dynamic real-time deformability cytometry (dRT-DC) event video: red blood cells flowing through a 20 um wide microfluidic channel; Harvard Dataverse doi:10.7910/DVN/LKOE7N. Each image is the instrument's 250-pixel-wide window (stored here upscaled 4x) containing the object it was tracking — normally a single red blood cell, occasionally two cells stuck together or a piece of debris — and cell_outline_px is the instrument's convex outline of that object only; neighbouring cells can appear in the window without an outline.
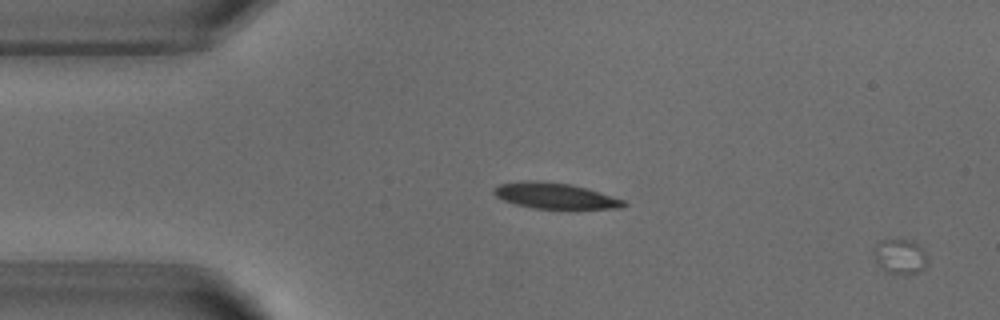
{"species": "common noctule bat (a hibernating species)", "species_latin": "Nyctalus noctula", "temperature_condition": "warm", "stored_images_in_passage": 3, "segment_of_instrument_passage": [2, 2], "camera_frame_rate_fps": 3000, "um_per_image_px": 0.085, "animal": {"sex": "male", "body_mass_g": 18.8}, "frame": {"image": 1, "passage_image": 3, "time_ms": 2.333, "image_size_px": [1000, 320], "cell_outline_px": [[928, 264], [924, 268], [908, 276], [900, 276], [884, 272], [876, 264], [872, 248], [880, 240], [912, 240], [924, 252], [928, 260]], "centroid_in_image_um": [76.46, 21.86], "position_along_channel_um": 8.5, "area_um2": 11.33}}